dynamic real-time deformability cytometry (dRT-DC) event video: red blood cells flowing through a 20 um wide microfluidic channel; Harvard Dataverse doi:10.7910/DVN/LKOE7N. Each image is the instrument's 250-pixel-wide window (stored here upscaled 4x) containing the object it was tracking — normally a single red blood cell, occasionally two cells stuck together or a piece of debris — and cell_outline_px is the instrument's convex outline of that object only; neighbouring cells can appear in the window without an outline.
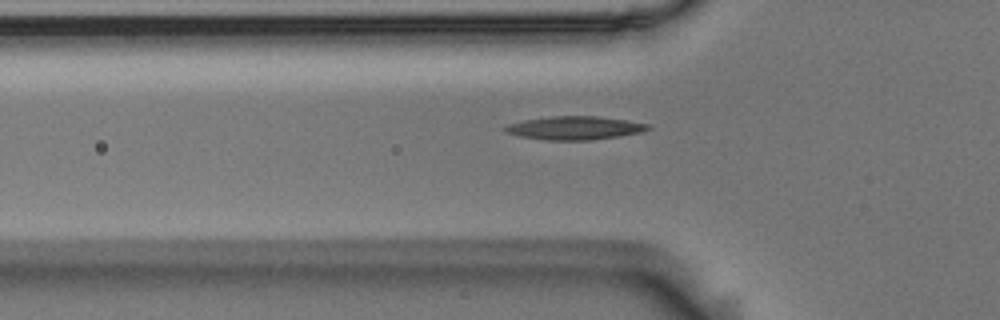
{"species": "Egyptian fruit bat (a non-hibernating species)", "species_latin": "Rousettus aegyptiacus", "temperature_condition": "room temperature", "stored_images_in_passage": 40, "camera_frame_rate_fps": 3000, "um_per_image_px": 0.085, "animal": {"sex": "male"}, "frame": {"image": 1, "passage_image": 3, "time_ms": 0.667, "image_size_px": [1000, 320], "cell_outline_px": [[652, 128], [640, 132], [620, 136], [588, 140], [548, 140], [520, 136], [504, 132], [500, 128], [508, 124], [524, 120], [552, 116], [596, 116], [624, 120], [648, 124]], "centroid_in_image_um": [48.79, 10.88], "position_along_channel_um": 77.0, "area_um2": 19.36}}
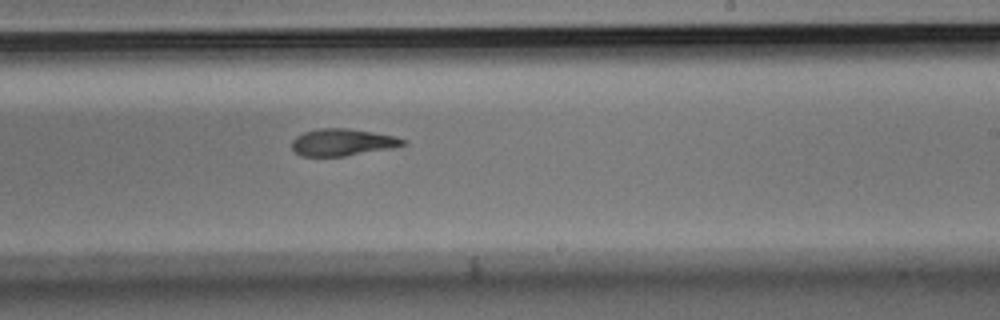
{"frame": {"image": 2, "passage_image": 18, "time_ms": 5.667, "image_size_px": [1000, 320], "cell_outline_px": [[408, 144], [388, 148], [344, 156], [300, 156], [292, 148], [292, 140], [296, 136], [304, 132], [316, 128], [348, 128], [396, 136], [408, 140]], "centroid_in_image_um": [29.1, 12.08], "position_along_channel_um": 259.9, "area_um2": 17.46}}
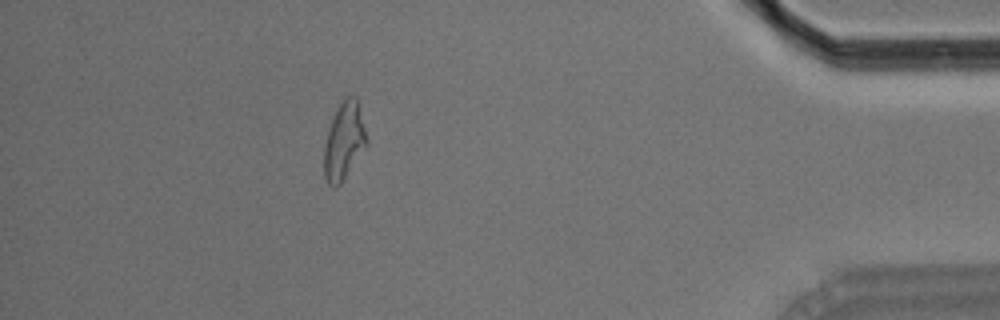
{"frame": {"image": 3, "passage_image": 34, "time_ms": 11.0, "image_size_px": [1000, 320], "cell_outline_px": [[368, 144], [340, 184], [336, 188], [332, 188], [328, 184], [324, 176], [324, 144], [328, 128], [336, 108], [348, 96], [356, 96], [368, 140]], "centroid_in_image_um": [29.23, 12.02], "position_along_channel_um": 406.0, "area_um2": 19.19}, "authors_computed_cell_mechanics": {"area_um2": 18.4382, "velocity_mm_per_s": 3.6492, "shape_relaxation_time_tau1_ms": 7.3418, "shape_relaxation_time_tau2_ms": 6.3781, "deformation_change_tau1": 0.2062, "deformation_change_tau2": 0.1644}}